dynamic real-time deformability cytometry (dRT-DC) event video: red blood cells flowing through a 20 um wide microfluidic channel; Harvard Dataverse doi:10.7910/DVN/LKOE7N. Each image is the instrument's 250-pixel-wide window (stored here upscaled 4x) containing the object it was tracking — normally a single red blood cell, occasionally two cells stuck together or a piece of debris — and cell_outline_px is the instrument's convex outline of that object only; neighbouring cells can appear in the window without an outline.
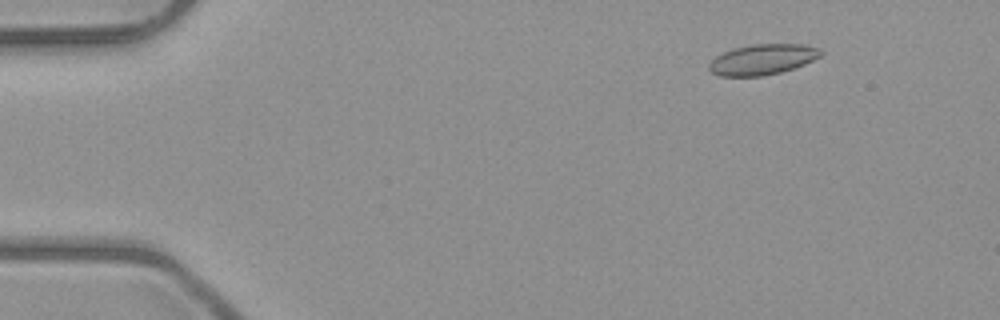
{"species": "common noctule bat (a hibernating species)", "species_latin": "Nyctalus noctula", "temperature_condition": "room temperature", "stored_images_in_passage": 5, "camera_frame_rate_fps": 3000, "um_per_image_px": 0.085, "animal": {"sex": "male", "body_mass_g": 23.1, "forearm_length_mm": 52.7}, "frame": {"image": 1, "passage_image": 2, "time_ms": 1.0, "image_size_px": [1000, 320], "cell_outline_px": [[824, 52], [820, 56], [804, 64], [780, 72], [760, 76], [720, 76], [712, 72], [708, 68], [708, 64], [716, 56], [732, 48], [752, 44], [804, 44], [820, 48]], "centroid_in_image_um": [64.81, 5.04], "position_along_channel_um": 20.2, "area_um2": 19.83}}
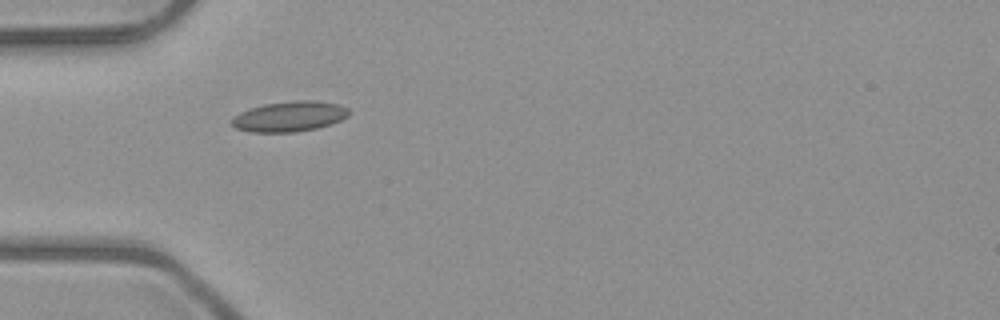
{"frame": {"image": 2, "passage_image": 4, "time_ms": 4.333, "image_size_px": [1000, 320], "cell_outline_px": [[352, 112], [348, 116], [332, 124], [316, 128], [296, 132], [248, 132], [236, 128], [232, 124], [232, 116], [240, 112], [264, 104], [292, 100], [312, 100], [340, 104], [348, 108]], "centroid_in_image_um": [24.63, 9.89], "position_along_channel_um": 60.4, "area_um2": 20.87}}
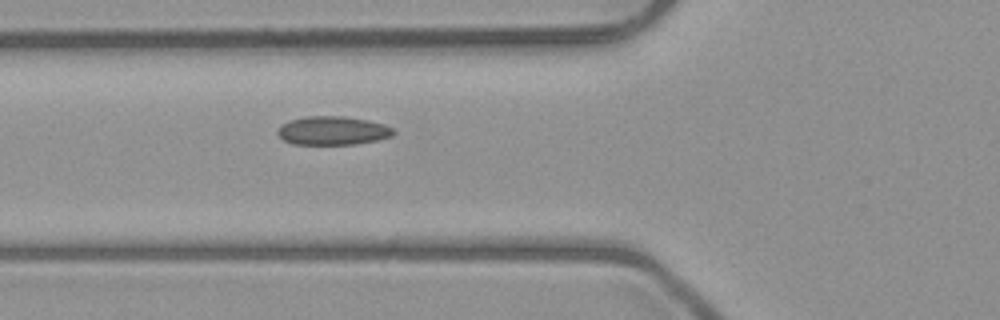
{"frame": {"image": 3, "passage_image": 5, "time_ms": 5.333, "image_size_px": [1000, 320], "cell_outline_px": [[396, 132], [392, 136], [380, 140], [356, 144], [292, 144], [284, 140], [276, 132], [280, 124], [288, 120], [308, 116], [344, 116], [368, 120], [384, 124], [392, 128]], "centroid_in_image_um": [28.28, 11.1], "position_along_channel_um": 97.5, "area_um2": 19.54}}